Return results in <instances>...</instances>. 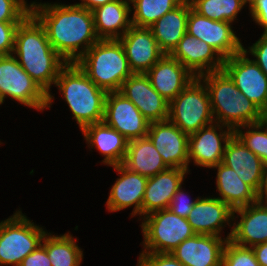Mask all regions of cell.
Instances as JSON below:
<instances>
[{"mask_svg": "<svg viewBox=\"0 0 267 266\" xmlns=\"http://www.w3.org/2000/svg\"><path fill=\"white\" fill-rule=\"evenodd\" d=\"M103 122L128 141L147 137L150 124L135 104L119 91L107 92Z\"/></svg>", "mask_w": 267, "mask_h": 266, "instance_id": "12", "label": "cell"}, {"mask_svg": "<svg viewBox=\"0 0 267 266\" xmlns=\"http://www.w3.org/2000/svg\"><path fill=\"white\" fill-rule=\"evenodd\" d=\"M169 55L196 77L223 69L224 59L216 50L188 33L181 38Z\"/></svg>", "mask_w": 267, "mask_h": 266, "instance_id": "19", "label": "cell"}, {"mask_svg": "<svg viewBox=\"0 0 267 266\" xmlns=\"http://www.w3.org/2000/svg\"><path fill=\"white\" fill-rule=\"evenodd\" d=\"M195 234L170 252L184 266H221L227 238Z\"/></svg>", "mask_w": 267, "mask_h": 266, "instance_id": "20", "label": "cell"}, {"mask_svg": "<svg viewBox=\"0 0 267 266\" xmlns=\"http://www.w3.org/2000/svg\"><path fill=\"white\" fill-rule=\"evenodd\" d=\"M243 50L224 59L223 70L238 90L263 112L267 108V76Z\"/></svg>", "mask_w": 267, "mask_h": 266, "instance_id": "10", "label": "cell"}, {"mask_svg": "<svg viewBox=\"0 0 267 266\" xmlns=\"http://www.w3.org/2000/svg\"><path fill=\"white\" fill-rule=\"evenodd\" d=\"M99 88L120 91L123 82L133 74L119 39L99 40L76 62Z\"/></svg>", "mask_w": 267, "mask_h": 266, "instance_id": "5", "label": "cell"}, {"mask_svg": "<svg viewBox=\"0 0 267 266\" xmlns=\"http://www.w3.org/2000/svg\"><path fill=\"white\" fill-rule=\"evenodd\" d=\"M111 1L113 0H82V3H76V4L92 11L95 8L105 5L106 3H109Z\"/></svg>", "mask_w": 267, "mask_h": 266, "instance_id": "43", "label": "cell"}, {"mask_svg": "<svg viewBox=\"0 0 267 266\" xmlns=\"http://www.w3.org/2000/svg\"><path fill=\"white\" fill-rule=\"evenodd\" d=\"M81 131L91 148L95 146L105 156L102 160L104 164H122L128 145V140L122 134L104 122L89 124Z\"/></svg>", "mask_w": 267, "mask_h": 266, "instance_id": "26", "label": "cell"}, {"mask_svg": "<svg viewBox=\"0 0 267 266\" xmlns=\"http://www.w3.org/2000/svg\"><path fill=\"white\" fill-rule=\"evenodd\" d=\"M257 262L260 266H267V242L252 247Z\"/></svg>", "mask_w": 267, "mask_h": 266, "instance_id": "42", "label": "cell"}, {"mask_svg": "<svg viewBox=\"0 0 267 266\" xmlns=\"http://www.w3.org/2000/svg\"><path fill=\"white\" fill-rule=\"evenodd\" d=\"M30 12L25 0H0L1 22H21Z\"/></svg>", "mask_w": 267, "mask_h": 266, "instance_id": "35", "label": "cell"}, {"mask_svg": "<svg viewBox=\"0 0 267 266\" xmlns=\"http://www.w3.org/2000/svg\"><path fill=\"white\" fill-rule=\"evenodd\" d=\"M242 127L246 130L249 128V130L244 133L240 130ZM234 135L250 151L256 154L267 167V125L263 121L256 124L240 126L234 130Z\"/></svg>", "mask_w": 267, "mask_h": 266, "instance_id": "33", "label": "cell"}, {"mask_svg": "<svg viewBox=\"0 0 267 266\" xmlns=\"http://www.w3.org/2000/svg\"><path fill=\"white\" fill-rule=\"evenodd\" d=\"M196 200H187L186 194L182 191V186L177 190L172 198L169 209L176 215L182 218L188 217L190 211L193 209Z\"/></svg>", "mask_w": 267, "mask_h": 266, "instance_id": "39", "label": "cell"}, {"mask_svg": "<svg viewBox=\"0 0 267 266\" xmlns=\"http://www.w3.org/2000/svg\"><path fill=\"white\" fill-rule=\"evenodd\" d=\"M260 198L261 199H264L265 198V202L267 203V178H266V183H265V187H264L263 193L260 196Z\"/></svg>", "mask_w": 267, "mask_h": 266, "instance_id": "44", "label": "cell"}, {"mask_svg": "<svg viewBox=\"0 0 267 266\" xmlns=\"http://www.w3.org/2000/svg\"><path fill=\"white\" fill-rule=\"evenodd\" d=\"M212 168H217V190L220 200L232 210L245 207L260 199V195L248 184L243 182L236 172L220 162Z\"/></svg>", "mask_w": 267, "mask_h": 266, "instance_id": "28", "label": "cell"}, {"mask_svg": "<svg viewBox=\"0 0 267 266\" xmlns=\"http://www.w3.org/2000/svg\"><path fill=\"white\" fill-rule=\"evenodd\" d=\"M227 127V130L222 128ZM217 127L220 129L217 133ZM234 135V130L219 123H211L198 132L189 135L188 159L195 165L212 168L222 162L227 142ZM224 144V145H223Z\"/></svg>", "mask_w": 267, "mask_h": 266, "instance_id": "14", "label": "cell"}, {"mask_svg": "<svg viewBox=\"0 0 267 266\" xmlns=\"http://www.w3.org/2000/svg\"><path fill=\"white\" fill-rule=\"evenodd\" d=\"M145 74L149 77L152 87L168 102L196 78L169 54H165Z\"/></svg>", "mask_w": 267, "mask_h": 266, "instance_id": "22", "label": "cell"}, {"mask_svg": "<svg viewBox=\"0 0 267 266\" xmlns=\"http://www.w3.org/2000/svg\"><path fill=\"white\" fill-rule=\"evenodd\" d=\"M222 163L232 168L243 182L262 195L267 167L235 135L226 144Z\"/></svg>", "mask_w": 267, "mask_h": 266, "instance_id": "16", "label": "cell"}, {"mask_svg": "<svg viewBox=\"0 0 267 266\" xmlns=\"http://www.w3.org/2000/svg\"><path fill=\"white\" fill-rule=\"evenodd\" d=\"M55 85L81 130L103 122L107 92L95 85L76 63H67L60 70Z\"/></svg>", "mask_w": 267, "mask_h": 266, "instance_id": "4", "label": "cell"}, {"mask_svg": "<svg viewBox=\"0 0 267 266\" xmlns=\"http://www.w3.org/2000/svg\"><path fill=\"white\" fill-rule=\"evenodd\" d=\"M41 243L47 251L51 266H80L83 251L71 234L61 236L46 233Z\"/></svg>", "mask_w": 267, "mask_h": 266, "instance_id": "30", "label": "cell"}, {"mask_svg": "<svg viewBox=\"0 0 267 266\" xmlns=\"http://www.w3.org/2000/svg\"><path fill=\"white\" fill-rule=\"evenodd\" d=\"M191 8L189 0H184L149 27L165 54H170L187 33V19Z\"/></svg>", "mask_w": 267, "mask_h": 266, "instance_id": "27", "label": "cell"}, {"mask_svg": "<svg viewBox=\"0 0 267 266\" xmlns=\"http://www.w3.org/2000/svg\"><path fill=\"white\" fill-rule=\"evenodd\" d=\"M122 165L132 172L152 177L168 167L148 137L128 141Z\"/></svg>", "mask_w": 267, "mask_h": 266, "instance_id": "29", "label": "cell"}, {"mask_svg": "<svg viewBox=\"0 0 267 266\" xmlns=\"http://www.w3.org/2000/svg\"><path fill=\"white\" fill-rule=\"evenodd\" d=\"M249 9L255 23L267 33V0H255Z\"/></svg>", "mask_w": 267, "mask_h": 266, "instance_id": "41", "label": "cell"}, {"mask_svg": "<svg viewBox=\"0 0 267 266\" xmlns=\"http://www.w3.org/2000/svg\"><path fill=\"white\" fill-rule=\"evenodd\" d=\"M245 4L249 3V7L252 5V3L255 1V0H242Z\"/></svg>", "mask_w": 267, "mask_h": 266, "instance_id": "46", "label": "cell"}, {"mask_svg": "<svg viewBox=\"0 0 267 266\" xmlns=\"http://www.w3.org/2000/svg\"><path fill=\"white\" fill-rule=\"evenodd\" d=\"M119 40L133 73L145 74L165 55L150 28L132 25Z\"/></svg>", "mask_w": 267, "mask_h": 266, "instance_id": "17", "label": "cell"}, {"mask_svg": "<svg viewBox=\"0 0 267 266\" xmlns=\"http://www.w3.org/2000/svg\"><path fill=\"white\" fill-rule=\"evenodd\" d=\"M137 266H184L171 253H140Z\"/></svg>", "mask_w": 267, "mask_h": 266, "instance_id": "37", "label": "cell"}, {"mask_svg": "<svg viewBox=\"0 0 267 266\" xmlns=\"http://www.w3.org/2000/svg\"><path fill=\"white\" fill-rule=\"evenodd\" d=\"M264 124L267 125V108L263 111V120Z\"/></svg>", "mask_w": 267, "mask_h": 266, "instance_id": "45", "label": "cell"}, {"mask_svg": "<svg viewBox=\"0 0 267 266\" xmlns=\"http://www.w3.org/2000/svg\"><path fill=\"white\" fill-rule=\"evenodd\" d=\"M30 5L31 13L45 28L51 46L67 63H76L100 40L92 11L77 4L32 2Z\"/></svg>", "mask_w": 267, "mask_h": 266, "instance_id": "1", "label": "cell"}, {"mask_svg": "<svg viewBox=\"0 0 267 266\" xmlns=\"http://www.w3.org/2000/svg\"><path fill=\"white\" fill-rule=\"evenodd\" d=\"M6 96L38 110L48 106V94L22 68L17 58L0 56V99Z\"/></svg>", "mask_w": 267, "mask_h": 266, "instance_id": "9", "label": "cell"}, {"mask_svg": "<svg viewBox=\"0 0 267 266\" xmlns=\"http://www.w3.org/2000/svg\"><path fill=\"white\" fill-rule=\"evenodd\" d=\"M188 172L182 168H168L155 176L148 177L142 201V216L168 209Z\"/></svg>", "mask_w": 267, "mask_h": 266, "instance_id": "23", "label": "cell"}, {"mask_svg": "<svg viewBox=\"0 0 267 266\" xmlns=\"http://www.w3.org/2000/svg\"><path fill=\"white\" fill-rule=\"evenodd\" d=\"M231 23L211 20L191 8L187 19V33L204 41L223 59H227L243 50V45L233 32Z\"/></svg>", "mask_w": 267, "mask_h": 266, "instance_id": "11", "label": "cell"}, {"mask_svg": "<svg viewBox=\"0 0 267 266\" xmlns=\"http://www.w3.org/2000/svg\"><path fill=\"white\" fill-rule=\"evenodd\" d=\"M243 52H250L252 56L256 57L253 61L267 76V33H263L261 38L249 47V51L243 47Z\"/></svg>", "mask_w": 267, "mask_h": 266, "instance_id": "38", "label": "cell"}, {"mask_svg": "<svg viewBox=\"0 0 267 266\" xmlns=\"http://www.w3.org/2000/svg\"><path fill=\"white\" fill-rule=\"evenodd\" d=\"M47 232L31 222L21 211L0 222V265L19 266L33 252Z\"/></svg>", "mask_w": 267, "mask_h": 266, "instance_id": "8", "label": "cell"}, {"mask_svg": "<svg viewBox=\"0 0 267 266\" xmlns=\"http://www.w3.org/2000/svg\"><path fill=\"white\" fill-rule=\"evenodd\" d=\"M192 9L214 21L233 22L246 5L242 0H189Z\"/></svg>", "mask_w": 267, "mask_h": 266, "instance_id": "32", "label": "cell"}, {"mask_svg": "<svg viewBox=\"0 0 267 266\" xmlns=\"http://www.w3.org/2000/svg\"><path fill=\"white\" fill-rule=\"evenodd\" d=\"M235 213H238L241 219L237 224L233 223V228L226 237L228 240L251 248L267 242V203L264 204V199L260 198L250 205L233 210V220Z\"/></svg>", "mask_w": 267, "mask_h": 266, "instance_id": "18", "label": "cell"}, {"mask_svg": "<svg viewBox=\"0 0 267 266\" xmlns=\"http://www.w3.org/2000/svg\"><path fill=\"white\" fill-rule=\"evenodd\" d=\"M130 11V0H113L92 10L97 37L100 40L121 38L132 26Z\"/></svg>", "mask_w": 267, "mask_h": 266, "instance_id": "25", "label": "cell"}, {"mask_svg": "<svg viewBox=\"0 0 267 266\" xmlns=\"http://www.w3.org/2000/svg\"><path fill=\"white\" fill-rule=\"evenodd\" d=\"M233 219V210L219 198H196L187 220L196 234L219 236ZM224 223V224H223Z\"/></svg>", "mask_w": 267, "mask_h": 266, "instance_id": "24", "label": "cell"}, {"mask_svg": "<svg viewBox=\"0 0 267 266\" xmlns=\"http://www.w3.org/2000/svg\"><path fill=\"white\" fill-rule=\"evenodd\" d=\"M184 0H130L134 13L131 23L136 27L149 28L167 12L172 11Z\"/></svg>", "mask_w": 267, "mask_h": 266, "instance_id": "31", "label": "cell"}, {"mask_svg": "<svg viewBox=\"0 0 267 266\" xmlns=\"http://www.w3.org/2000/svg\"><path fill=\"white\" fill-rule=\"evenodd\" d=\"M147 137L168 168H182L190 171L188 169V134L182 132L174 123L165 120L151 122Z\"/></svg>", "mask_w": 267, "mask_h": 266, "instance_id": "13", "label": "cell"}, {"mask_svg": "<svg viewBox=\"0 0 267 266\" xmlns=\"http://www.w3.org/2000/svg\"><path fill=\"white\" fill-rule=\"evenodd\" d=\"M13 52L22 68L48 94L47 107H50L51 84L55 85L67 62L53 49L45 28L31 12L17 27Z\"/></svg>", "mask_w": 267, "mask_h": 266, "instance_id": "2", "label": "cell"}, {"mask_svg": "<svg viewBox=\"0 0 267 266\" xmlns=\"http://www.w3.org/2000/svg\"><path fill=\"white\" fill-rule=\"evenodd\" d=\"M142 219L143 252L170 253L196 234L186 218L174 214L169 208L152 212Z\"/></svg>", "mask_w": 267, "mask_h": 266, "instance_id": "7", "label": "cell"}, {"mask_svg": "<svg viewBox=\"0 0 267 266\" xmlns=\"http://www.w3.org/2000/svg\"><path fill=\"white\" fill-rule=\"evenodd\" d=\"M199 77L169 102L168 120L190 135L215 123L207 87Z\"/></svg>", "mask_w": 267, "mask_h": 266, "instance_id": "6", "label": "cell"}, {"mask_svg": "<svg viewBox=\"0 0 267 266\" xmlns=\"http://www.w3.org/2000/svg\"><path fill=\"white\" fill-rule=\"evenodd\" d=\"M207 87L215 122L236 128L262 122L263 112L235 86L222 69L199 76Z\"/></svg>", "mask_w": 267, "mask_h": 266, "instance_id": "3", "label": "cell"}, {"mask_svg": "<svg viewBox=\"0 0 267 266\" xmlns=\"http://www.w3.org/2000/svg\"><path fill=\"white\" fill-rule=\"evenodd\" d=\"M20 22L0 21V56L13 54L15 33Z\"/></svg>", "mask_w": 267, "mask_h": 266, "instance_id": "36", "label": "cell"}, {"mask_svg": "<svg viewBox=\"0 0 267 266\" xmlns=\"http://www.w3.org/2000/svg\"><path fill=\"white\" fill-rule=\"evenodd\" d=\"M119 92L132 101L150 123L168 120L169 102L152 87L146 74L133 73Z\"/></svg>", "mask_w": 267, "mask_h": 266, "instance_id": "15", "label": "cell"}, {"mask_svg": "<svg viewBox=\"0 0 267 266\" xmlns=\"http://www.w3.org/2000/svg\"><path fill=\"white\" fill-rule=\"evenodd\" d=\"M121 174L111 188L106 205L109 211L117 212L124 208L134 206L132 216H142V201L148 177L132 172L122 164L113 166Z\"/></svg>", "mask_w": 267, "mask_h": 266, "instance_id": "21", "label": "cell"}, {"mask_svg": "<svg viewBox=\"0 0 267 266\" xmlns=\"http://www.w3.org/2000/svg\"><path fill=\"white\" fill-rule=\"evenodd\" d=\"M19 266H51L46 248L40 244L21 261Z\"/></svg>", "mask_w": 267, "mask_h": 266, "instance_id": "40", "label": "cell"}, {"mask_svg": "<svg viewBox=\"0 0 267 266\" xmlns=\"http://www.w3.org/2000/svg\"><path fill=\"white\" fill-rule=\"evenodd\" d=\"M221 266H260L251 247H243L228 240Z\"/></svg>", "mask_w": 267, "mask_h": 266, "instance_id": "34", "label": "cell"}]
</instances>
